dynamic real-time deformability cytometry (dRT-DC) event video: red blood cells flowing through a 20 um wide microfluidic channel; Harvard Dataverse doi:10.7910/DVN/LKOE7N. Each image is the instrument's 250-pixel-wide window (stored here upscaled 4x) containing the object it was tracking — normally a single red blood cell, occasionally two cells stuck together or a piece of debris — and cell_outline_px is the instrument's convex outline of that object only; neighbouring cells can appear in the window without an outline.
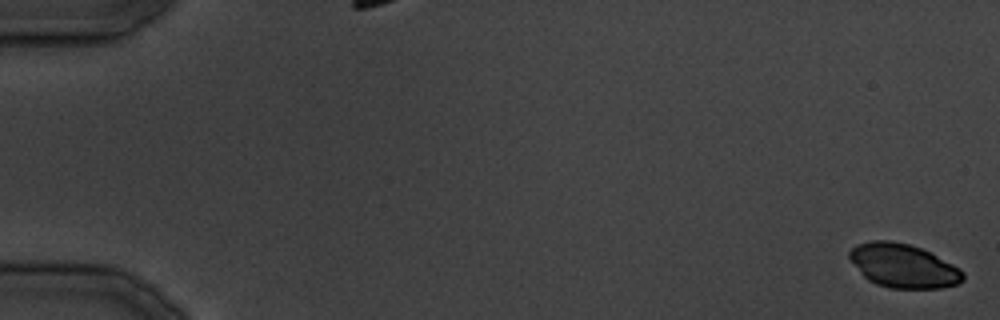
{"species": "common noctule bat (a hibernating species)", "species_latin": "Nyctalus noctula", "temperature_condition": "cold", "stored_images_in_passage": 12, "camera_frame_rate_fps": 3000, "um_per_image_px": 0.085, "animal": {"sex": "male", "body_mass_g": 19.5, "forearm_length_mm": 54.6}, "frame": {"image": 1, "passage_image": 1, "time_ms": 0.0, "image_size_px": [1000, 320], "cell_outline_px": [[964, 280], [956, 284], [940, 288], [888, 288], [876, 284], [868, 280], [860, 272], [848, 256], [848, 252], [856, 244], [872, 240], [892, 240], [908, 244], [920, 248], [960, 268], [964, 272]], "centroid_in_image_um": [76.75, 22.59], "position_along_channel_um": 8.2, "area_um2": 28.84}}